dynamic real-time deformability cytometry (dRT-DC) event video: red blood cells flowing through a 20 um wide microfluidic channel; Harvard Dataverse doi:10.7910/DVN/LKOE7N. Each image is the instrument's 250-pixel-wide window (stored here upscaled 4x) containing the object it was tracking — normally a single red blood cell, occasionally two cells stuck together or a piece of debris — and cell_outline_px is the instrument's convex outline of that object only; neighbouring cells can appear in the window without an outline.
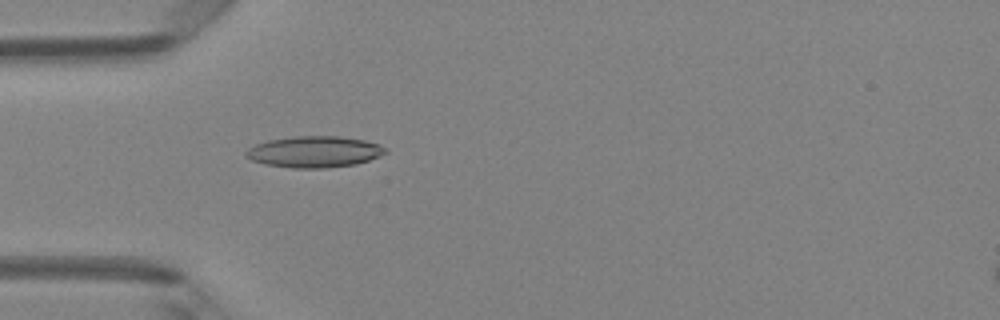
{"species": "Egyptian fruit bat (a non-hibernating species)", "species_latin": "Rousettus aegyptiacus", "temperature_condition": "room temperature", "stored_images_in_passage": 40, "camera_frame_rate_fps": 3000, "um_per_image_px": 0.085, "animal": {"sex": "female"}, "frame": {"image": 1, "passage_image": 6, "time_ms": 1.667, "image_size_px": [1000, 320], "cell_outline_px": [[388, 152], [380, 156], [356, 164], [328, 168], [292, 168], [264, 164], [252, 160], [244, 156], [244, 152], [248, 148], [256, 144], [268, 140], [292, 136], [340, 136], [364, 140], [380, 144], [388, 148]], "centroid_in_image_um": [26.73, 12.9], "position_along_channel_um": 58.3, "area_um2": 25.72}}
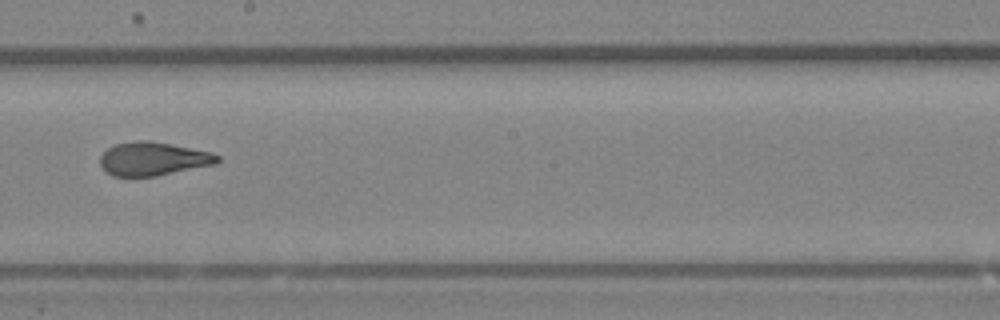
{"frame": {"image": 2, "passage_image": 19, "time_ms": 6.0, "image_size_px": [1000, 320], "cell_outline_px": [[220, 160], [216, 164], [156, 176], [112, 176], [104, 172], [100, 164], [100, 156], [108, 148], [116, 144], [136, 140], [148, 140], [212, 152], [220, 156]], "centroid_in_image_um": [13.0, 13.5], "position_along_channel_um": 235.2, "area_um2": 22.95}}
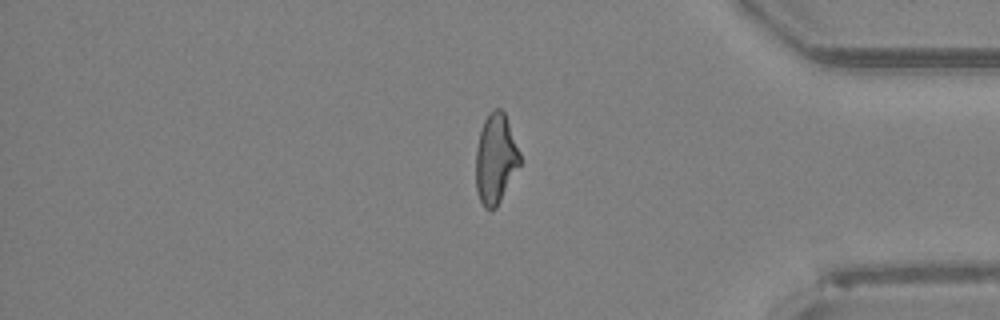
{"frame": {"image": 3, "passage_image": 32, "time_ms": 10.333, "image_size_px": [1000, 320], "cell_outline_px": [[520, 164], [496, 208], [484, 208], [476, 192], [476, 148], [480, 132], [484, 120], [496, 108], [500, 108], [504, 112], [520, 152]], "centroid_in_image_um": [42.12, 13.51], "position_along_channel_um": 393.1, "area_um2": 22.72}, "authors_computed_cell_mechanics": {"area_um2": 23.4957, "velocity_mm_per_s": 4.1794, "shape_relaxation_time_tau1_ms": 4.8898, "shape_relaxation_time_tau2_ms": 1.2438, "deformation_change_tau1": 0.1742, "deformation_change_tau2": 0.0888}}